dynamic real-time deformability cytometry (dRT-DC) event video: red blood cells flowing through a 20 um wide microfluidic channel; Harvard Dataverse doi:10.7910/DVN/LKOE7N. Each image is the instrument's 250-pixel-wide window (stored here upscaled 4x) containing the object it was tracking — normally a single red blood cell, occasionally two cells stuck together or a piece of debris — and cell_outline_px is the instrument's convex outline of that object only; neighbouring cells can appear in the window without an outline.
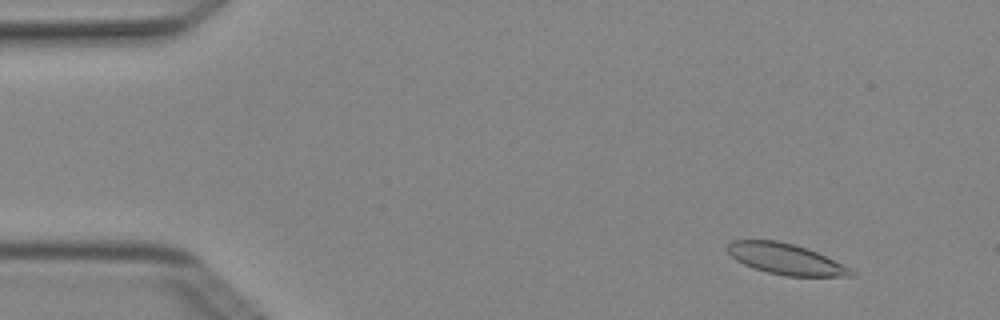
{"species": "Egyptian fruit bat (a non-hibernating species)", "species_latin": "Rousettus aegyptiacus", "temperature_condition": "cold", "stored_images_in_passage": 3, "camera_frame_rate_fps": 3000, "um_per_image_px": 0.085, "animal": {"sex": "female"}, "frame": {"image": 1, "passage_image": 1, "time_ms": 0.0, "image_size_px": [1000, 320], "cell_outline_px": [[856, 276], [784, 276], [752, 268], [736, 260], [724, 248], [732, 240], [776, 240], [796, 244], [808, 248], [852, 268], [856, 272]], "centroid_in_image_um": [66.8, 22.01], "position_along_channel_um": 18.2, "area_um2": 22.48}}
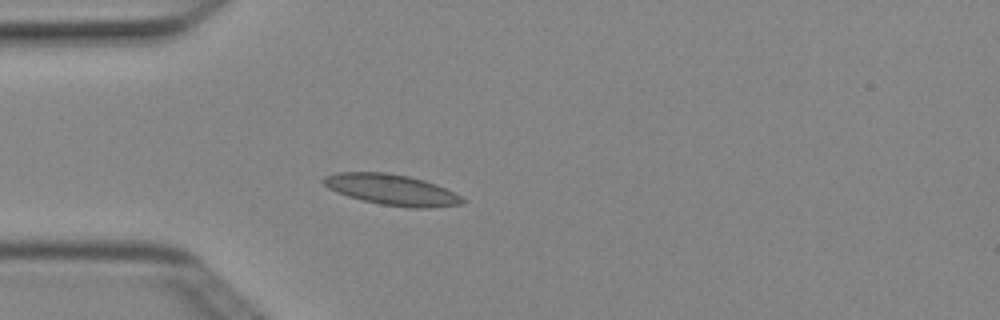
{"frame": {"image": 2, "passage_image": 3, "time_ms": 0.667, "image_size_px": [1000, 320], "cell_outline_px": [[468, 200], [464, 204], [428, 208], [412, 208], [380, 204], [348, 196], [336, 192], [328, 188], [320, 180], [324, 176], [336, 172], [388, 172], [408, 176], [424, 180], [436, 184]], "centroid_in_image_um": [33.29, 16.12], "position_along_channel_um": 51.7, "area_um2": 25.03}}